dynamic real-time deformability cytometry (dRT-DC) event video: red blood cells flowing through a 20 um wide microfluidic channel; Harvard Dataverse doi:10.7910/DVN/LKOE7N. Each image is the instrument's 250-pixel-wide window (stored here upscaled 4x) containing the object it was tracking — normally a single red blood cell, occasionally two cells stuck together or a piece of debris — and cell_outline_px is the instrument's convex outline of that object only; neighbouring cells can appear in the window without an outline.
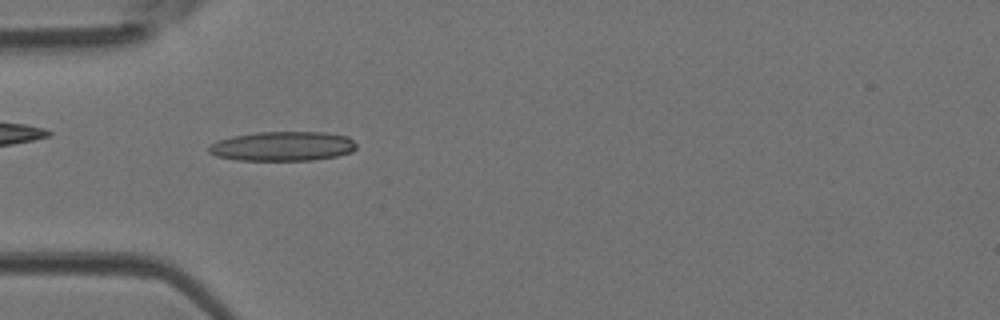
{"species": "Egyptian fruit bat (a non-hibernating species)", "species_latin": "Rousettus aegyptiacus", "temperature_condition": "room temperature", "stored_images_in_passage": 47, "camera_frame_rate_fps": 3000, "um_per_image_px": 0.085, "animal": {"sex": "female"}, "frame": {"image": 1, "passage_image": 14, "time_ms": 4.333, "image_size_px": [1000, 320], "cell_outline_px": [[356, 148], [352, 152], [336, 156], [312, 160], [236, 160], [216, 156], [208, 152], [208, 144], [232, 136], [256, 132], [324, 132], [348, 136], [356, 144]], "centroid_in_image_um": [24.01, 12.43], "position_along_channel_um": 61.0, "area_um2": 25.43}}
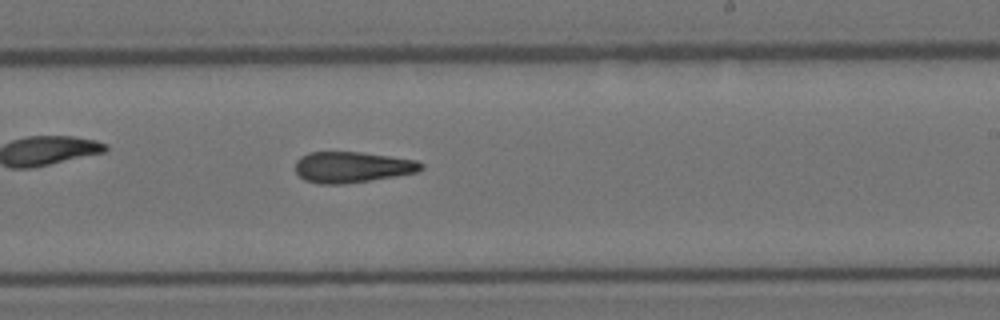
{"frame": {"image": 2, "passage_image": 28, "time_ms": 9.0, "image_size_px": [1000, 320], "cell_outline_px": [[424, 168], [416, 172], [396, 176], [344, 184], [320, 184], [304, 180], [296, 172], [296, 160], [300, 156], [308, 152], [360, 152], [416, 160], [424, 164]], "centroid_in_image_um": [29.92, 14.2], "position_along_channel_um": 259.1, "area_um2": 22.66}}
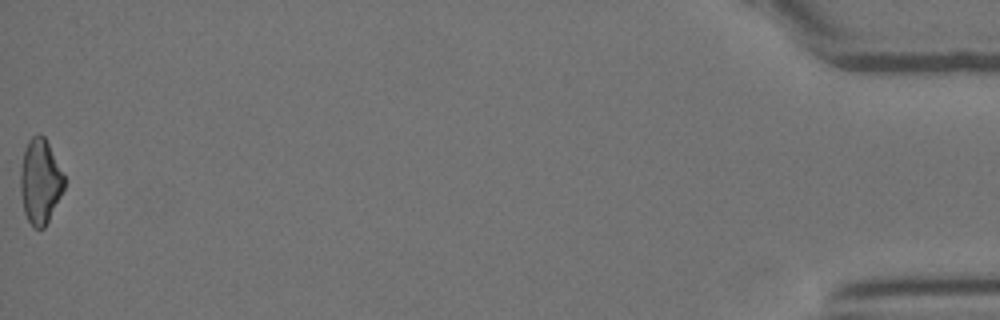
{"frame": {"image": 3, "passage_image": 47, "time_ms": 15.333, "image_size_px": [1000, 320], "cell_outline_px": [[64, 188], [44, 228], [32, 228], [24, 212], [20, 192], [20, 172], [24, 148], [28, 140], [32, 136], [44, 136], [64, 176]], "centroid_in_image_um": [3.38, 15.44], "position_along_channel_um": 431.8, "area_um2": 21.27}, "authors_computed_cell_mechanics": {"area_um2": 22.831, "velocity_mm_per_s": 4.2949, "shape_relaxation_time_tau1_ms": null, "shape_relaxation_time_tau2_ms": 6.8645, "deformation_change_tau1": null, "deformation_change_tau2": 0.2199}}